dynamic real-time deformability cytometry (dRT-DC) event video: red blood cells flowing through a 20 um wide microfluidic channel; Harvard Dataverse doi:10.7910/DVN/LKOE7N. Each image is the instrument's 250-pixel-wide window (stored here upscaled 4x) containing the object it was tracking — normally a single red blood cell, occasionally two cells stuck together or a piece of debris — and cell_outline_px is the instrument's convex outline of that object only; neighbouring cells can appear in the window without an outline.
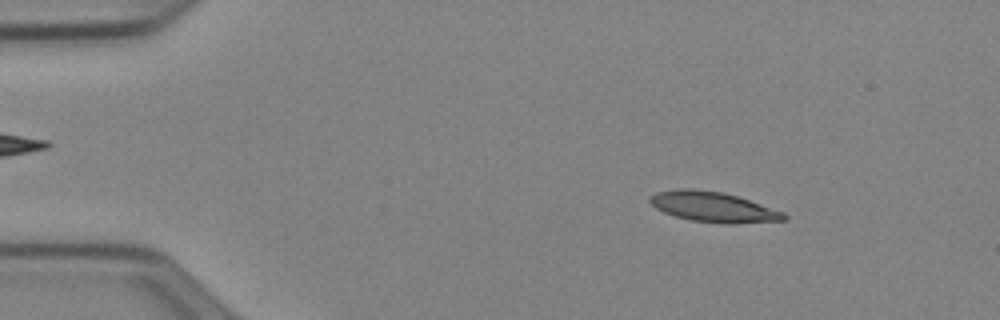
{"species": "Egyptian fruit bat (a non-hibernating species)", "species_latin": "Rousettus aegyptiacus", "temperature_condition": "cold", "stored_images_in_passage": 51, "camera_frame_rate_fps": 3000, "um_per_image_px": 0.085, "animal": {"sex": "female"}, "frame": {"image": 1, "passage_image": 7, "time_ms": 2.0, "image_size_px": [1000, 320], "cell_outline_px": [[788, 220], [732, 224], [728, 224], [692, 220], [676, 216], [664, 212], [656, 208], [648, 200], [656, 192], [680, 188], [692, 188], [720, 192], [736, 196], [784, 212], [788, 216]], "centroid_in_image_um": [60.64, 17.59], "position_along_channel_um": 24.4, "area_um2": 23.35}}
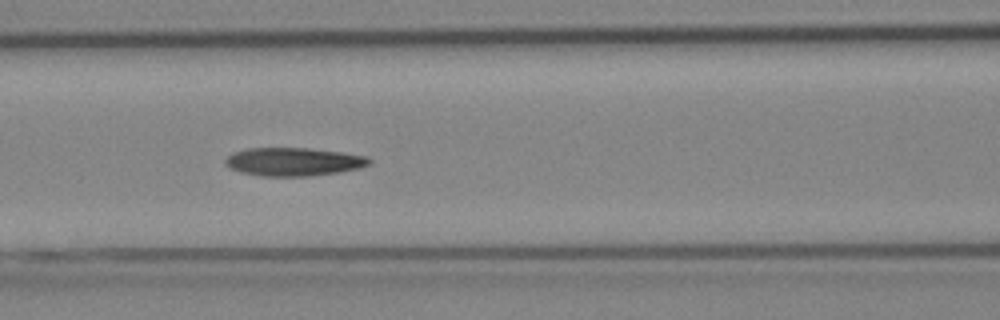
{"frame": {"image": 2, "passage_image": 22, "time_ms": 7.0, "image_size_px": [1000, 320], "cell_outline_px": [[372, 164], [360, 168], [340, 172], [312, 176], [260, 176], [240, 172], [228, 168], [224, 164], [224, 160], [232, 152], [248, 148], [308, 148], [340, 152], [368, 156], [372, 160]], "centroid_in_image_um": [24.95, 13.75], "position_along_channel_um": 141.7, "area_um2": 24.04}}
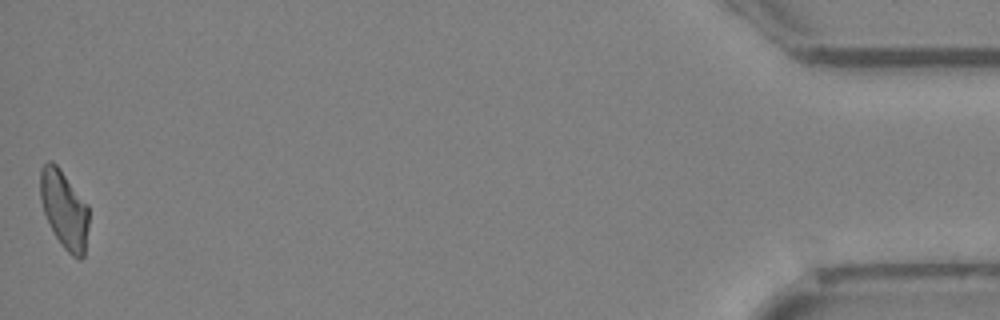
{"frame": {"image": 3, "passage_image": 51, "time_ms": 16.667, "image_size_px": [1000, 320], "cell_outline_px": [[88, 228], [84, 256], [80, 260], [72, 256], [60, 244], [44, 212], [40, 200], [40, 168], [48, 160], [52, 160], [60, 168], [88, 204]], "centroid_in_image_um": [5.46, 17.78], "position_along_channel_um": 429.7, "area_um2": 22.14}, "authors_computed_cell_mechanics": {"area_um2": 23.0622, "velocity_mm_per_s": 3.9314, "shape_relaxation_time_tau1_ms": 7.1617, "shape_relaxation_time_tau2_ms": null, "deformation_change_tau1": 0.1916, "deformation_change_tau2": null}}